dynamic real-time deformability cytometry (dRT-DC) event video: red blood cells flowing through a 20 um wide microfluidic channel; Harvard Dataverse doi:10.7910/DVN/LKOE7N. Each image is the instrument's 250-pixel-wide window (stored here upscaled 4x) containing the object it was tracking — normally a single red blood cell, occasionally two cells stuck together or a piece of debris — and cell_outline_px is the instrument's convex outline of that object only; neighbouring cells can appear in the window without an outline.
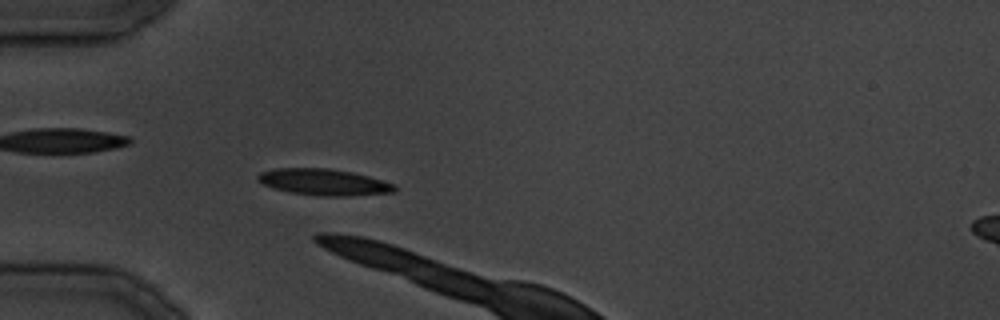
{"species": "common noctule bat (a hibernating species)", "species_latin": "Nyctalus noctula", "temperature_condition": "cold", "stored_images_in_passage": 10, "camera_frame_rate_fps": 3000, "um_per_image_px": 0.085, "animal": {"sex": "male", "body_mass_g": 19.5, "forearm_length_mm": 54.6}, "frame": {"image": 1, "passage_image": 7, "time_ms": 8.0, "image_size_px": [1000, 320], "cell_outline_px": [[396, 192], [344, 196], [320, 196], [292, 192], [272, 188], [256, 180], [256, 176], [260, 172], [276, 168], [328, 168], [352, 172], [368, 176], [396, 184]], "centroid_in_image_um": [27.52, 15.47], "position_along_channel_um": 57.5, "area_um2": 21.04}}